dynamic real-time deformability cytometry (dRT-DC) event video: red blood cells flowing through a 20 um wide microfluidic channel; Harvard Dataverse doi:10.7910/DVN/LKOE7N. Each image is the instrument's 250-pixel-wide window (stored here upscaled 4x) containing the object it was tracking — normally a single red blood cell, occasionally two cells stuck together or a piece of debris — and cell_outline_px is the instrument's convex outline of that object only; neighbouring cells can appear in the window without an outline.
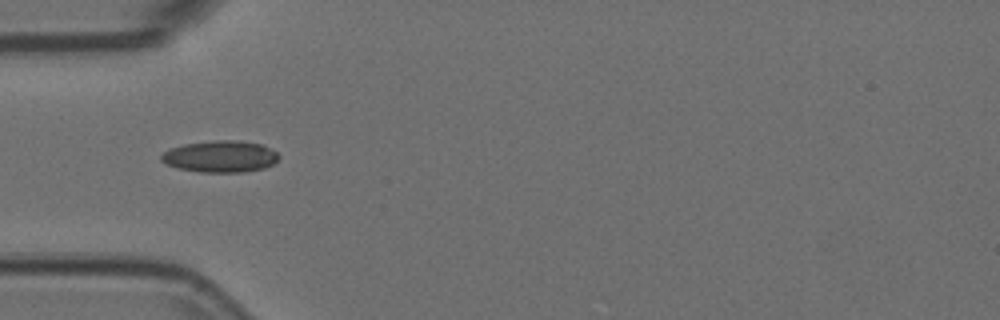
{"species": "Egyptian fruit bat (a non-hibernating species)", "species_latin": "Rousettus aegyptiacus", "temperature_condition": "room temperature", "stored_images_in_passage": 6, "camera_frame_rate_fps": 3000, "um_per_image_px": 0.085, "animal": {"sex": "female"}, "frame": {"image": 1, "passage_image": 5, "time_ms": 1.333, "image_size_px": [1000, 320], "cell_outline_px": [[280, 156], [272, 164], [264, 168], [244, 172], [200, 172], [176, 168], [164, 164], [160, 160], [160, 156], [168, 148], [184, 144], [216, 140], [236, 140], [260, 144], [272, 148]], "centroid_in_image_um": [18.69, 13.3], "position_along_channel_um": 66.3, "area_um2": 21.85}}
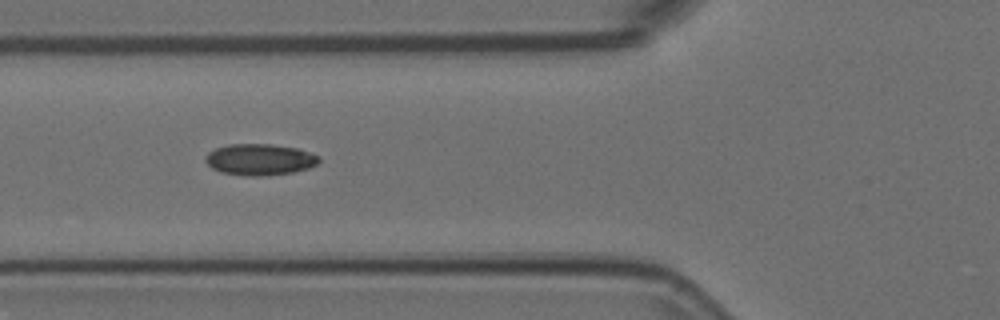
{"frame": {"image": 2, "passage_image": 6, "time_ms": 1.667, "image_size_px": [1000, 320], "cell_outline_px": [[320, 160], [316, 164], [308, 168], [292, 172], [260, 176], [248, 176], [220, 172], [212, 168], [204, 160], [204, 156], [208, 152], [216, 148], [228, 144], [272, 144], [296, 148], [320, 156]], "centroid_in_image_um": [22.04, 13.55], "position_along_channel_um": 103.8, "area_um2": 20.69}}